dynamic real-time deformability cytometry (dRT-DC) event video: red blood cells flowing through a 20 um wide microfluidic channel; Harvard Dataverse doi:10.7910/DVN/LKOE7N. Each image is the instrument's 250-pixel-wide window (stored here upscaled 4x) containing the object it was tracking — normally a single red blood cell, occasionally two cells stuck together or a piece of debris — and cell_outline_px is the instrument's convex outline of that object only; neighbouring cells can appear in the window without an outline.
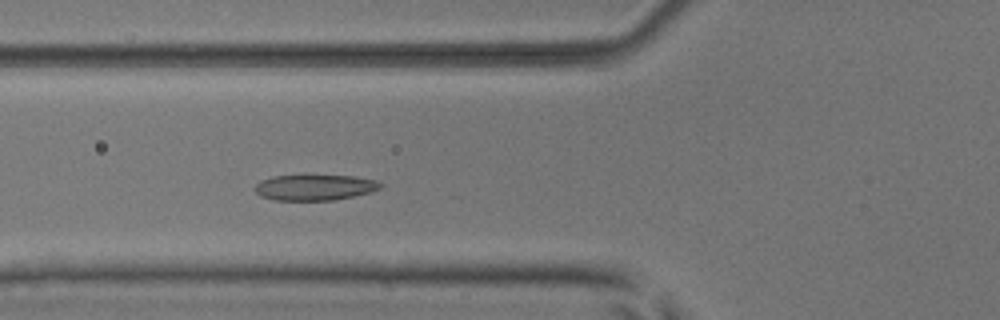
{"species": "common noctule bat (a hibernating species)", "species_latin": "Nyctalus noctula", "temperature_condition": "room temperature", "stored_images_in_passage": 16, "camera_frame_rate_fps": 3000, "um_per_image_px": 0.085, "animal": {"sex": "male", "body_mass_g": 17.9, "forearm_length_mm": 54.2}, "frame": {"image": 1, "passage_image": 7, "time_ms": 2.0, "image_size_px": [1000, 320], "cell_outline_px": [[384, 184], [380, 188], [372, 192], [332, 200], [276, 200], [260, 196], [256, 192], [256, 184], [260, 180], [272, 176], [352, 176], [376, 180]], "centroid_in_image_um": [26.76, 15.93], "position_along_channel_um": 99.0, "area_um2": 18.61}}
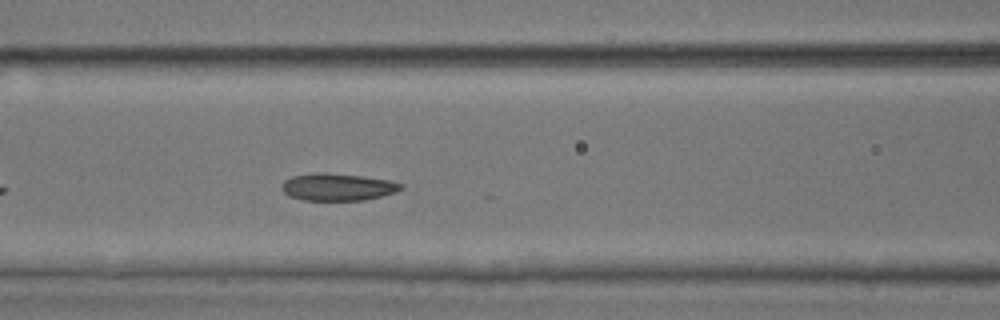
{"frame": {"image": 2, "passage_image": 10, "time_ms": 3.0, "image_size_px": [1000, 320], "cell_outline_px": [[404, 188], [396, 192], [364, 200], [304, 200], [288, 196], [280, 188], [284, 180], [292, 176], [316, 172], [360, 176], [388, 180], [404, 184]], "centroid_in_image_um": [28.68, 15.9], "position_along_channel_um": 137.9, "area_um2": 18.84}}